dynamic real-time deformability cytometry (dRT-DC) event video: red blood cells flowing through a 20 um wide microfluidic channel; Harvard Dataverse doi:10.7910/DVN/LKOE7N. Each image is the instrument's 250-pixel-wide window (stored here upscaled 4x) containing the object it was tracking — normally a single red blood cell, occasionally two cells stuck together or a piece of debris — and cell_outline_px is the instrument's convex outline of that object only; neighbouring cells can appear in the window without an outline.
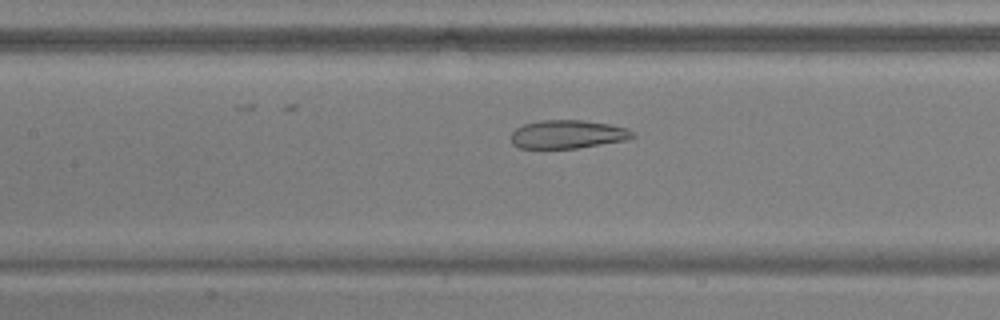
{"species": "common noctule bat (a hibernating species)", "species_latin": "Nyctalus noctula", "temperature_condition": "warm", "stored_images_in_passage": 49, "camera_frame_rate_fps": 3000, "um_per_image_px": 0.085, "animal": {"sex": "male", "body_mass_g": 17.9, "forearm_length_mm": 54.2}, "frame": {"image": 1, "passage_image": 20, "time_ms": 6.333, "image_size_px": [1000, 320], "cell_outline_px": [[636, 136], [628, 140], [576, 148], [520, 148], [512, 144], [512, 132], [516, 128], [524, 124], [540, 120], [584, 120], [608, 124], [624, 128], [632, 132]], "centroid_in_image_um": [48.24, 11.41], "position_along_channel_um": 159.2, "area_um2": 20.0}}
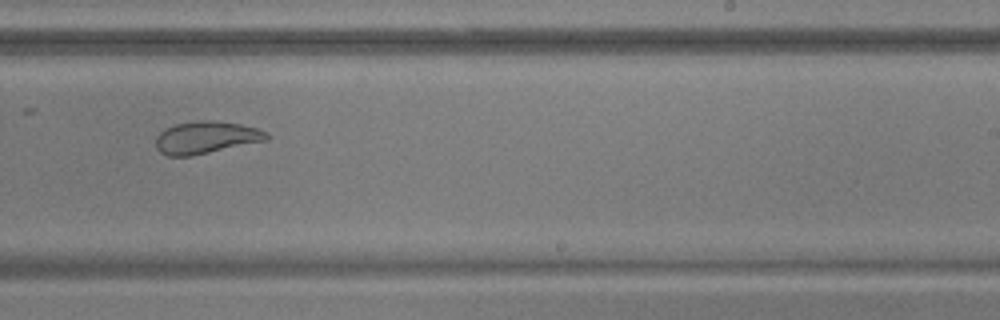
{"frame": {"image": 2, "passage_image": 29, "time_ms": 9.333, "image_size_px": [1000, 320], "cell_outline_px": [[268, 140], [192, 156], [168, 156], [160, 152], [156, 148], [156, 136], [160, 132], [176, 124], [192, 120], [212, 120], [240, 124], [256, 128], [268, 132]], "centroid_in_image_um": [17.51, 11.69], "position_along_channel_um": 271.5, "area_um2": 20.92}}
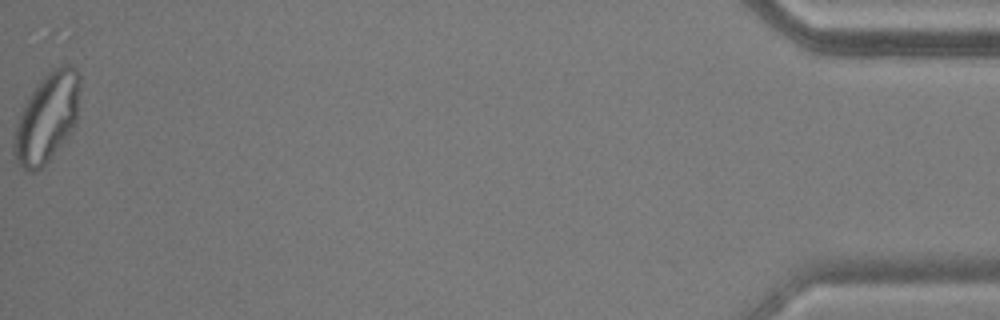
{"frame": {"image": 3, "passage_image": 49, "time_ms": 16.0, "image_size_px": [1000, 320], "cell_outline_px": [[80, 84], [76, 124], [48, 160], [36, 172], [28, 172], [16, 160], [12, 152], [12, 144], [20, 112], [24, 104], [36, 84], [52, 68], [60, 64], [72, 64], [76, 68], [80, 76]], "centroid_in_image_um": [3.99, 9.95], "position_along_channel_um": 431.2, "area_um2": 34.16}, "authors_computed_cell_mechanics": {"area_um2": 26.299, "velocity_mm_per_s": 3.7566, "shape_relaxation_time_tau1_ms": 10.9283, "shape_relaxation_time_tau2_ms": 1.1587, "deformation_change_tau1": 0.2322, "deformation_change_tau2": 0.0712}}